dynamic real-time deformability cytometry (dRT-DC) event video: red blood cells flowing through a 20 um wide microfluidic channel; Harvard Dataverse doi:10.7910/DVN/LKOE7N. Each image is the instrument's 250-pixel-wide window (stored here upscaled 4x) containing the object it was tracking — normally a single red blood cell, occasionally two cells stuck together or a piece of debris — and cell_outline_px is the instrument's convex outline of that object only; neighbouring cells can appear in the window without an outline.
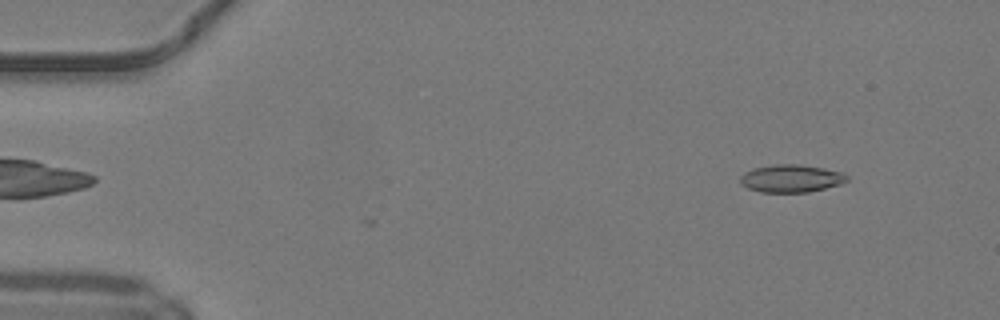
{"species": "common noctule bat (a hibernating species)", "species_latin": "Nyctalus noctula", "temperature_condition": "warm", "stored_images_in_passage": 2, "camera_frame_rate_fps": 3000, "um_per_image_px": 0.085, "animal": {"sex": "male", "body_mass_g": 19.2, "forearm_length_mm": 51.8}, "frame": {"image": 1, "passage_image": 2, "time_ms": 0.333, "image_size_px": [1000, 320], "cell_outline_px": [[848, 180], [840, 184], [808, 192], [760, 192], [748, 188], [740, 184], [740, 176], [744, 172], [752, 168], [776, 164], [800, 164], [824, 168], [844, 172], [848, 176]], "centroid_in_image_um": [67.23, 15.16], "position_along_channel_um": 17.8, "area_um2": 17.34}}